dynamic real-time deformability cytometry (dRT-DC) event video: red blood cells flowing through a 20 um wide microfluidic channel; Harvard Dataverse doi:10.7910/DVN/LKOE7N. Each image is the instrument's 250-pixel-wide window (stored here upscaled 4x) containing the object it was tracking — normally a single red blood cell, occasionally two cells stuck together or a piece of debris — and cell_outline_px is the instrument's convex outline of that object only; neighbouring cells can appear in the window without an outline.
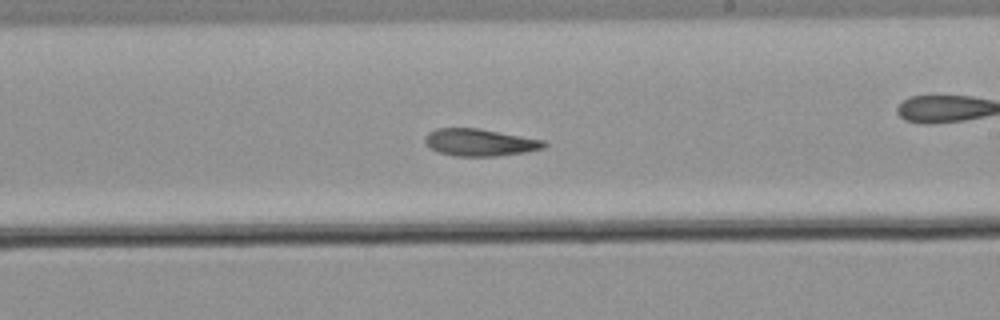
{"species": "common noctule bat (a hibernating species)", "species_latin": "Nyctalus noctula", "temperature_condition": "warm", "stored_images_in_passage": 53, "camera_frame_rate_fps": 3000, "um_per_image_px": 0.085, "animal": {"sex": "male", "body_mass_g": 21.5, "forearm_length_mm": 52.0}, "frame": {"image": 1, "passage_image": 31, "time_ms": 10.0, "image_size_px": [1000, 320], "cell_outline_px": [[548, 144], [544, 148], [524, 152], [496, 156], [456, 156], [436, 152], [424, 140], [424, 136], [428, 132], [436, 128], [476, 128], [544, 140]], "centroid_in_image_um": [40.76, 12.1], "position_along_channel_um": 248.2, "area_um2": 18.73}}